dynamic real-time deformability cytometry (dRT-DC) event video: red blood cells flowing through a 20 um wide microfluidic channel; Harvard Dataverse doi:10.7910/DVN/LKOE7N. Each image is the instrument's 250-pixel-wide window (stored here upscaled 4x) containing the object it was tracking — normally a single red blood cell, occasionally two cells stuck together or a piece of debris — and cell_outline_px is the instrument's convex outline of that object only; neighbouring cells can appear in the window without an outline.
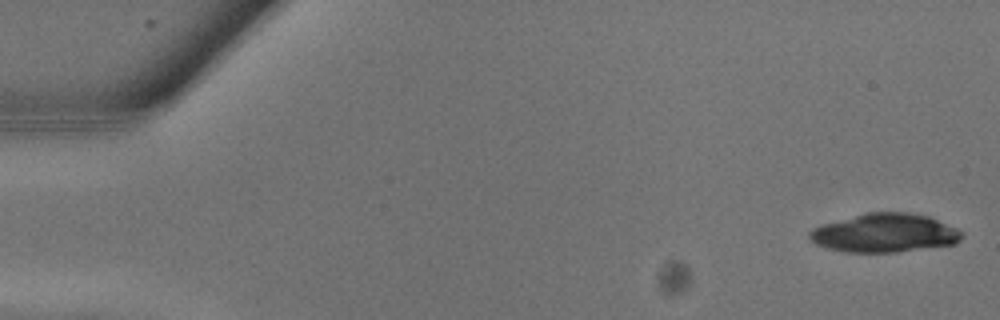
{"species": "common noctule bat (a hibernating species)", "species_latin": "Nyctalus noctula", "temperature_condition": "warm", "stored_images_in_passage": 26, "camera_frame_rate_fps": 3000, "um_per_image_px": 0.085, "animal": {"sex": "male", "body_mass_g": 13.3}, "frame": {"image": 1, "passage_image": 1, "time_ms": 0.0, "image_size_px": [1000, 320], "cell_outline_px": [[964, 236], [956, 244], [896, 252], [844, 252], [828, 248], [816, 244], [808, 236], [808, 232], [812, 228], [820, 224], [868, 212], [908, 212], [928, 216], [956, 228], [964, 232]], "centroid_in_image_um": [75.19, 19.8], "position_along_channel_um": 9.8, "area_um2": 34.45}}
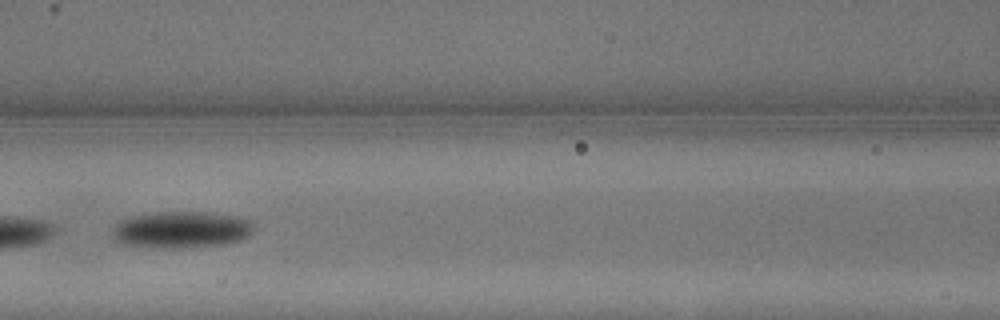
{"frame": {"image": 2, "passage_image": 12, "time_ms": 3.667, "image_size_px": [1000, 320], "cell_outline_px": [[252, 228], [248, 236], [240, 240], [224, 244], [180, 248], [164, 248], [124, 244], [116, 240], [112, 236], [112, 228], [120, 220], [128, 216], [156, 212], [212, 212], [236, 216], [252, 220]], "centroid_in_image_um": [15.39, 19.51], "position_along_channel_um": 151.2, "area_um2": 30.35}}
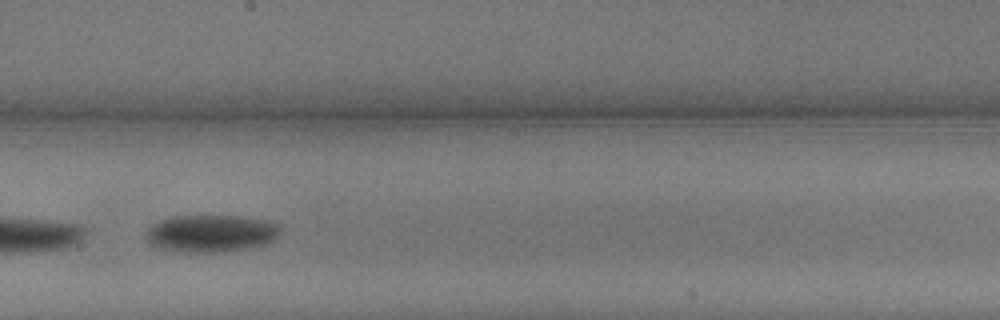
{"frame": {"image": 3, "passage_image": 15, "time_ms": 4.667, "image_size_px": [1000, 320], "cell_outline_px": [[280, 232], [276, 240], [268, 244], [244, 248], [216, 252], [184, 252], [156, 248], [148, 244], [144, 236], [148, 228], [152, 224], [160, 220], [172, 216], [236, 216], [268, 220], [280, 224]], "centroid_in_image_um": [17.92, 19.84], "position_along_channel_um": 230.3, "area_um2": 29.54}}